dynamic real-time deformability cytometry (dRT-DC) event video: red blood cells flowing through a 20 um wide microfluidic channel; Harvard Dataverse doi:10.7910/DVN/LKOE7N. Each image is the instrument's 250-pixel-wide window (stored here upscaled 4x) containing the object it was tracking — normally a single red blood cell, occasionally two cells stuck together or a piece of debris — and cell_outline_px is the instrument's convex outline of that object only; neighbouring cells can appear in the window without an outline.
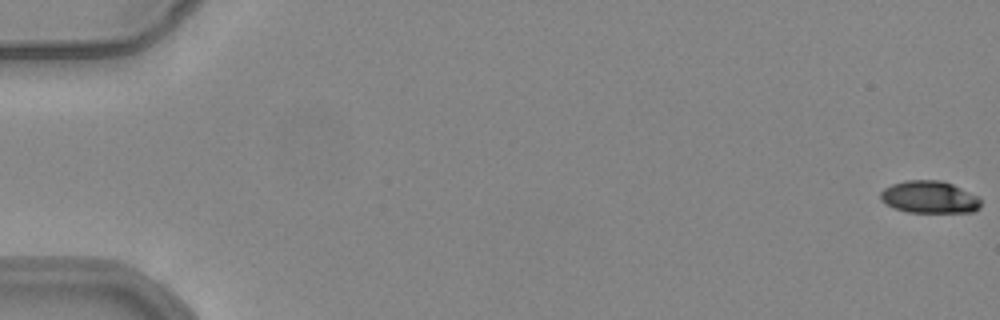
{"species": "common noctule bat (a hibernating species)", "species_latin": "Nyctalus noctula", "temperature_condition": "warm", "stored_images_in_passage": 17, "camera_frame_rate_fps": 3000, "um_per_image_px": 0.085, "animal": {"sex": "female", "body_mass_g": 24.6, "forearm_length_mm": 56.2}, "frame": {"image": 1, "passage_image": 1, "time_ms": 0.0, "image_size_px": [1000, 320], "cell_outline_px": [[980, 208], [972, 212], [908, 212], [896, 208], [880, 200], [880, 192], [884, 188], [892, 184], [904, 180], [940, 180], [952, 184], [976, 196], [980, 200]], "centroid_in_image_um": [78.97, 16.75], "position_along_channel_um": 6.0, "area_um2": 18.67}}
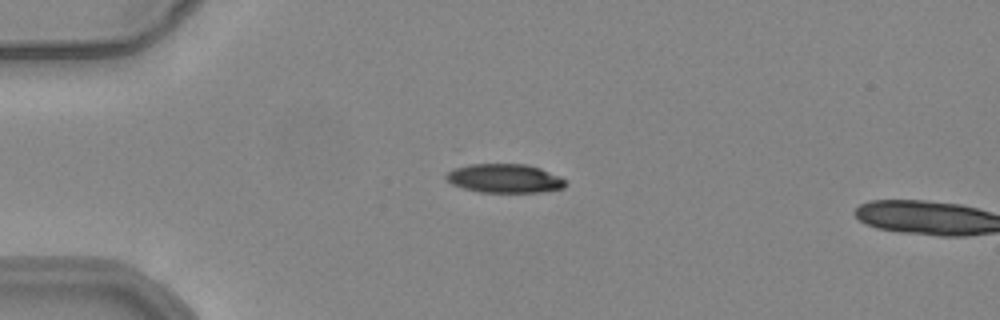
{"frame": {"image": 2, "passage_image": 15, "time_ms": 4.667, "image_size_px": [1000, 320], "cell_outline_px": [[568, 184], [564, 188], [540, 192], [480, 192], [464, 188], [452, 184], [444, 176], [452, 168], [468, 164], [528, 164], [540, 168], [560, 176]], "centroid_in_image_um": [42.9, 15.15], "position_along_channel_um": 42.1, "area_um2": 20.17}}